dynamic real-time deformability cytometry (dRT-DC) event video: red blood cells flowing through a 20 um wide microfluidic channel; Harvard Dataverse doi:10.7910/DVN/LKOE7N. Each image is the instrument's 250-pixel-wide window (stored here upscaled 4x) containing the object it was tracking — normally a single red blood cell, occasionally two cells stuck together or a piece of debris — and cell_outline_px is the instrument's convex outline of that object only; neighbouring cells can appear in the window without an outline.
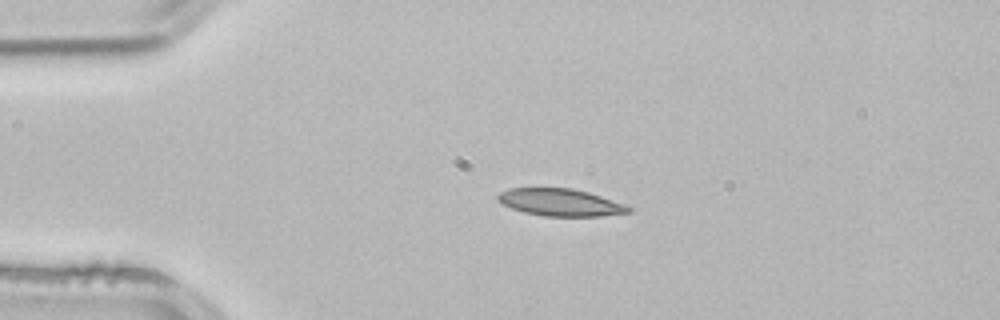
{"species": "common noctule bat (a hibernating species)", "species_latin": "Nyctalus noctula", "temperature_condition": "room temperature", "stored_images_in_passage": 3, "camera_frame_rate_fps": 3000, "um_per_image_px": 0.085, "animal": {"sex": "male", "body_mass_g": 21.5, "forearm_length_mm": 52.0}, "frame": {"image": 1, "passage_image": 2, "time_ms": 0.333, "image_size_px": [1000, 320], "cell_outline_px": [[632, 212], [600, 216], [544, 216], [524, 212], [512, 208], [496, 200], [496, 196], [500, 192], [508, 188], [572, 188], [588, 192], [624, 204], [632, 208]], "centroid_in_image_um": [47.61, 17.2], "position_along_channel_um": 37.4, "area_um2": 20.69}}
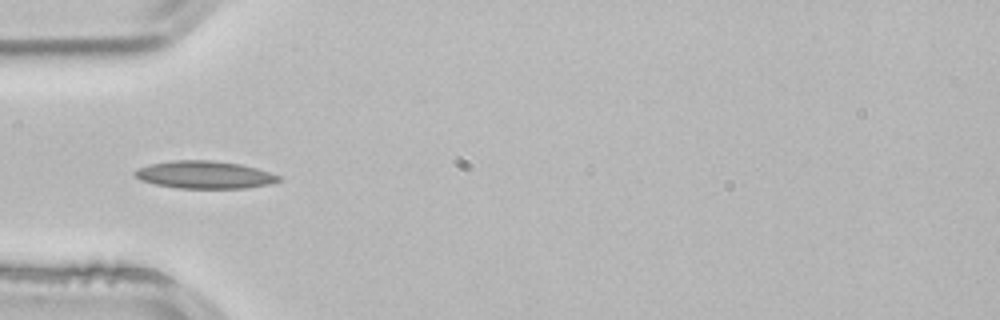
{"frame": {"image": 2, "passage_image": 3, "time_ms": 0.667, "image_size_px": [1000, 320], "cell_outline_px": [[280, 180], [272, 184], [244, 188], [176, 188], [156, 184], [140, 180], [132, 172], [140, 168], [152, 164], [172, 160], [212, 160], [240, 164], [256, 168], [280, 176]], "centroid_in_image_um": [17.4, 14.86], "position_along_channel_um": 67.6, "area_um2": 22.95}}